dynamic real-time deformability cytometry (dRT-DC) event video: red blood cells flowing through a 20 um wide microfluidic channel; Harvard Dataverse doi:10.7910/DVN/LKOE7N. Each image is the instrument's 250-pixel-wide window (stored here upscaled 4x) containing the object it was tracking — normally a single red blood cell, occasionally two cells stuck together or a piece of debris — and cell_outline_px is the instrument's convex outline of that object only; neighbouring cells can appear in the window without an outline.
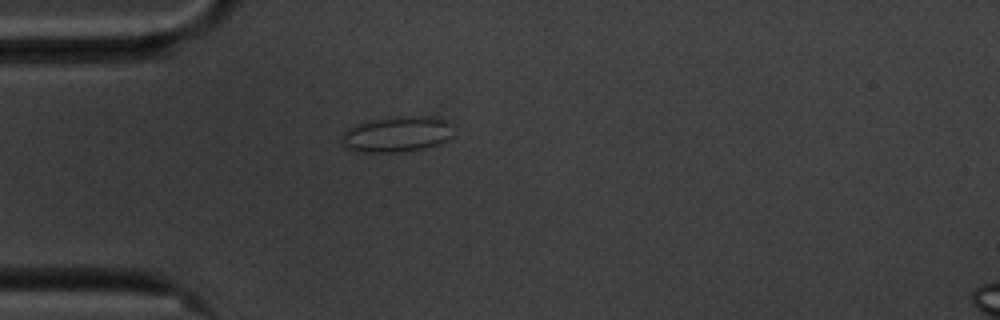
{"species": "common noctule bat (a hibernating species)", "species_latin": "Nyctalus noctula", "temperature_condition": "cold", "stored_images_in_passage": 37, "camera_frame_rate_fps": 3000, "um_per_image_px": 0.085, "animal": {"sex": "male", "body_mass_g": 20.1, "forearm_length_mm": 53.5}, "frame": {"image": 1, "passage_image": 1, "time_ms": 0.0, "image_size_px": [1000, 320], "cell_outline_px": [[452, 136], [448, 140], [440, 144], [424, 148], [400, 152], [356, 152], [344, 148], [340, 144], [340, 136], [348, 128], [356, 124], [368, 120], [404, 116], [432, 116], [444, 120], [452, 124]], "centroid_in_image_um": [33.7, 11.42], "position_along_channel_um": 51.3, "area_um2": 23.7}}
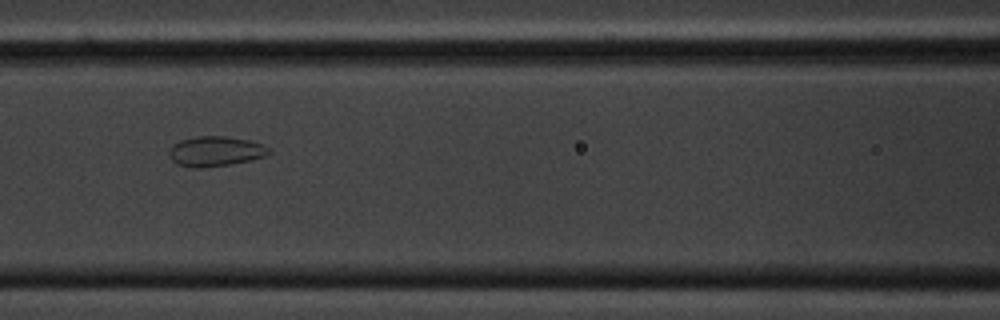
{"frame": {"image": 2, "passage_image": 10, "time_ms": 3.0, "image_size_px": [1000, 320], "cell_outline_px": [[272, 152], [264, 156], [252, 160], [232, 164], [204, 168], [192, 168], [176, 164], [168, 156], [168, 152], [180, 140], [196, 136], [228, 136], [248, 140], [264, 144], [272, 148]], "centroid_in_image_um": [18.35, 12.87], "position_along_channel_um": 148.2, "area_um2": 17.74}}
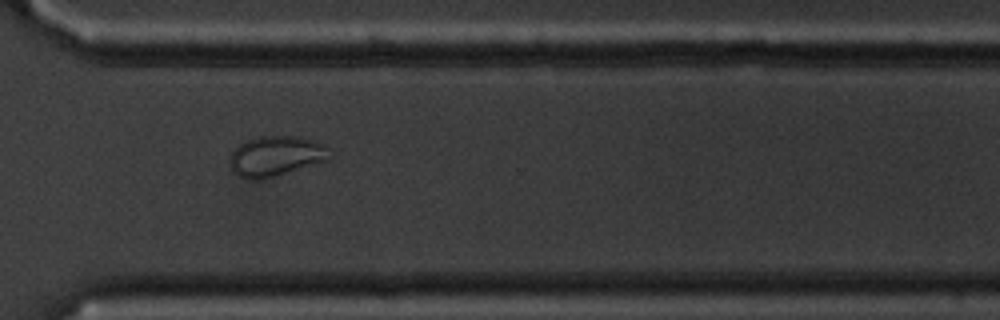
{"frame": {"image": 3, "passage_image": 27, "time_ms": 8.667, "image_size_px": [1000, 320], "cell_outline_px": [[332, 160], [260, 180], [252, 180], [240, 176], [232, 168], [232, 152], [240, 144], [256, 136], [300, 136], [312, 140], [328, 148]], "centroid_in_image_um": [23.52, 13.26], "position_along_channel_um": 347.1, "area_um2": 23.18}}